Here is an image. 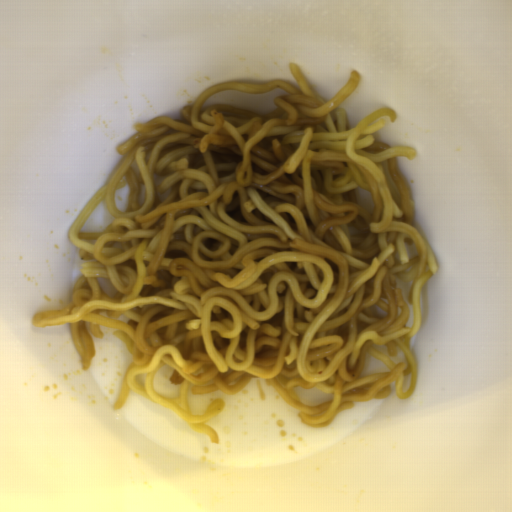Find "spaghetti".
<instances>
[{"label":"spaghetti","instance_id":"spaghetti-1","mask_svg":"<svg viewBox=\"0 0 512 512\" xmlns=\"http://www.w3.org/2000/svg\"><path fill=\"white\" fill-rule=\"evenodd\" d=\"M289 65L297 89L221 82L181 119L133 125L71 224L82 274L69 306L32 325L70 324L84 371L86 321L98 339L115 328L131 363L113 410L136 392L217 444L205 422L226 403L197 414L189 385L236 394L262 379L312 427L389 398L392 381L402 399L414 391L410 339L438 267L398 166L416 151L374 139L391 108L347 128L357 70L323 101Z\"/></svg>","mask_w":512,"mask_h":512}]
</instances>
